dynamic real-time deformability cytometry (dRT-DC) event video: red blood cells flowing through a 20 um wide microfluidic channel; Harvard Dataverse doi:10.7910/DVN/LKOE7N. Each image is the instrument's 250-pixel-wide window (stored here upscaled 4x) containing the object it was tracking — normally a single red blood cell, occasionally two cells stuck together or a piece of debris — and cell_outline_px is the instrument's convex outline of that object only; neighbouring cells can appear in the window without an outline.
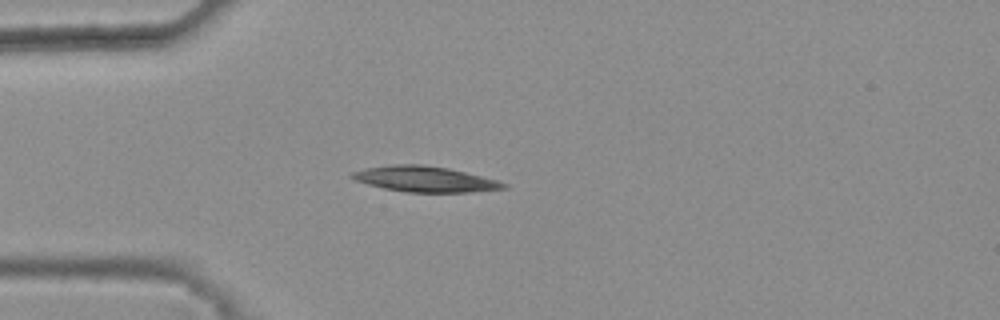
{"species": "common noctule bat (a hibernating species)", "species_latin": "Nyctalus noctula", "temperature_condition": "warm", "stored_images_in_passage": 4, "camera_frame_rate_fps": 3000, "um_per_image_px": 0.085, "animal": {"sex": "female", "body_mass_g": 25.1}, "frame": {"image": 1, "passage_image": 4, "time_ms": 1.0, "image_size_px": [1000, 320], "cell_outline_px": [[508, 188], [468, 192], [404, 192], [384, 188], [368, 184], [356, 180], [348, 176], [352, 172], [364, 168], [392, 164], [420, 164], [448, 168], [496, 180], [508, 184]], "centroid_in_image_um": [36.08, 15.22], "position_along_channel_um": 48.9, "area_um2": 22.48}}